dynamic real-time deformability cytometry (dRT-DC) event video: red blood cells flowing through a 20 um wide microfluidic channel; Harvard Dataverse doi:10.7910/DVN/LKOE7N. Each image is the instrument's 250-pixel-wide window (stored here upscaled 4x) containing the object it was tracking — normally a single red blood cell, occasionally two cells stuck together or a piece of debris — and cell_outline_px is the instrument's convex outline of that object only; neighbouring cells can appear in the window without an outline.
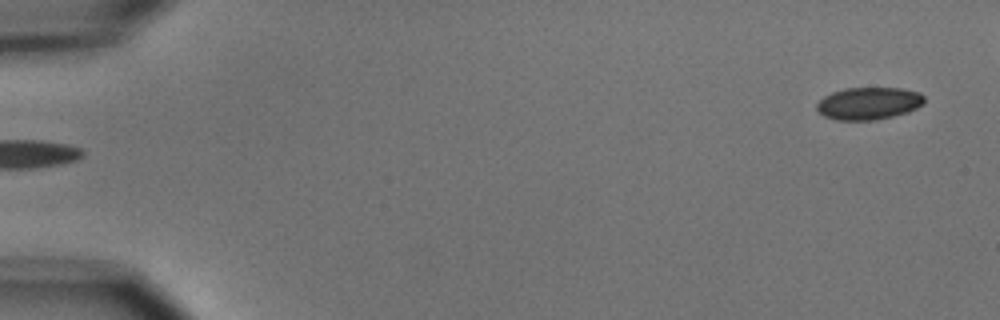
{"species": "common noctule bat (a hibernating species)", "species_latin": "Nyctalus noctula", "temperature_condition": "cold", "stored_images_in_passage": 6, "segment_of_instrument_passage": [2, 2], "camera_frame_rate_fps": 3000, "um_per_image_px": 0.085, "animal": {"sex": "male", "body_mass_g": 15.6}, "frame": {"image": 1, "passage_image": 6, "time_ms": 6.0, "image_size_px": [1000, 320], "cell_outline_px": [[924, 104], [908, 112], [876, 120], [836, 120], [824, 116], [816, 108], [816, 104], [824, 96], [832, 92], [844, 88], [904, 88], [920, 92], [924, 96]], "centroid_in_image_um": [73.85, 8.78], "position_along_channel_um": 11.1, "area_um2": 20.4}}